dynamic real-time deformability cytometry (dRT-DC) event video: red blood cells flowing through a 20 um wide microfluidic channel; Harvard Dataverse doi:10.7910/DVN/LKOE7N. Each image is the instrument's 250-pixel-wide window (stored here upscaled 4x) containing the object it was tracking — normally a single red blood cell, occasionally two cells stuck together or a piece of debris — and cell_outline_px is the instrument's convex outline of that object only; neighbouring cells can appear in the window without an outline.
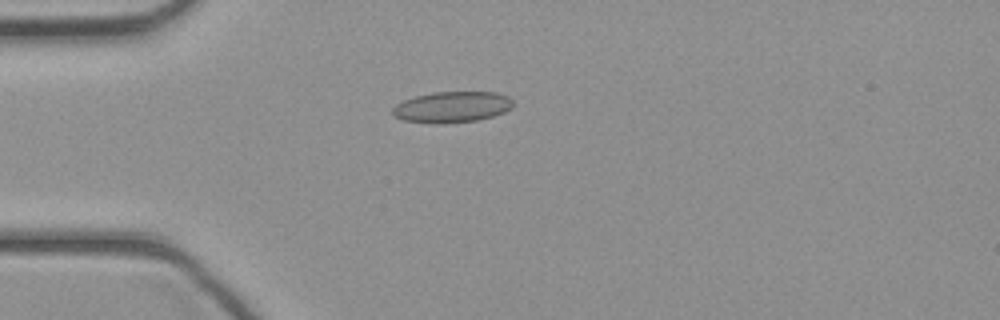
{"species": "common noctule bat (a hibernating species)", "species_latin": "Nyctalus noctula", "temperature_condition": "cold", "stored_images_in_passage": 38, "camera_frame_rate_fps": 3000, "um_per_image_px": 0.085, "animal": {"sex": "female", "body_mass_g": 21.9}, "frame": {"image": 1, "passage_image": 5, "time_ms": 1.333, "image_size_px": [1000, 320], "cell_outline_px": [[512, 108], [504, 112], [492, 116], [476, 120], [440, 124], [404, 120], [392, 116], [392, 108], [396, 104], [404, 100], [416, 96], [432, 92], [496, 92], [508, 96], [512, 100]], "centroid_in_image_um": [38.41, 9.09], "position_along_channel_um": 46.6, "area_um2": 21.73}}
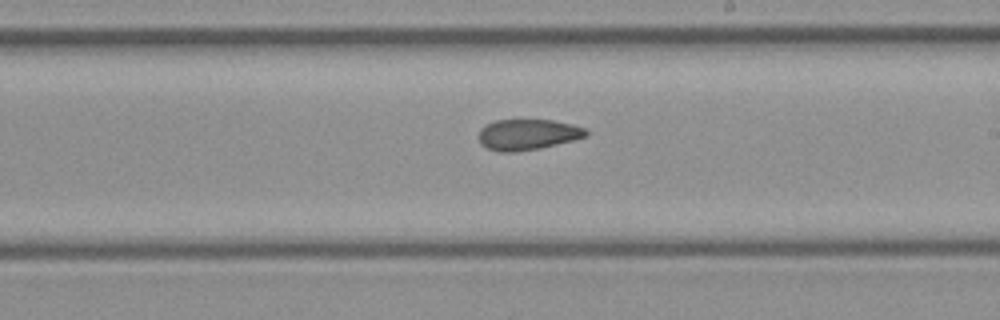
{"frame": {"image": 2, "passage_image": 19, "time_ms": 6.0, "image_size_px": [1000, 320], "cell_outline_px": [[588, 136], [540, 148], [516, 152], [496, 152], [484, 148], [480, 144], [476, 136], [480, 128], [496, 120], [552, 120], [572, 124], [584, 128], [588, 132]], "centroid_in_image_um": [44.78, 11.45], "position_along_channel_um": 244.2, "area_um2": 19.48}}
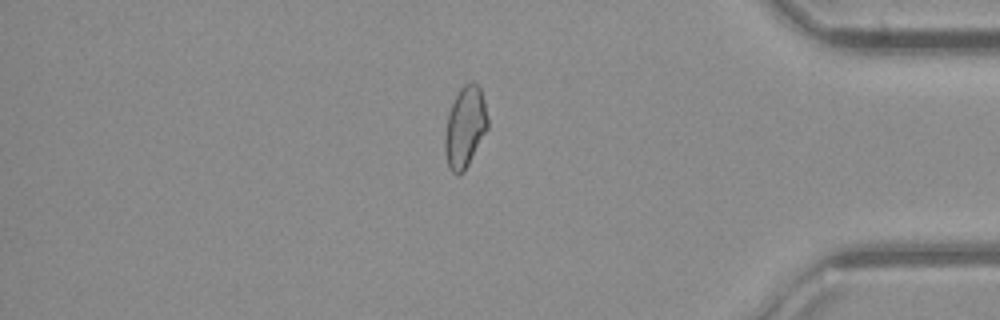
{"frame": {"image": 3, "passage_image": 31, "time_ms": 10.0, "image_size_px": [1000, 320], "cell_outline_px": [[488, 128], [464, 172], [460, 176], [456, 176], [448, 168], [444, 152], [444, 136], [448, 116], [452, 104], [460, 88], [464, 84], [472, 80], [480, 88], [484, 100], [488, 120]], "centroid_in_image_um": [39.52, 10.84], "position_along_channel_um": 395.7, "area_um2": 20.35}}